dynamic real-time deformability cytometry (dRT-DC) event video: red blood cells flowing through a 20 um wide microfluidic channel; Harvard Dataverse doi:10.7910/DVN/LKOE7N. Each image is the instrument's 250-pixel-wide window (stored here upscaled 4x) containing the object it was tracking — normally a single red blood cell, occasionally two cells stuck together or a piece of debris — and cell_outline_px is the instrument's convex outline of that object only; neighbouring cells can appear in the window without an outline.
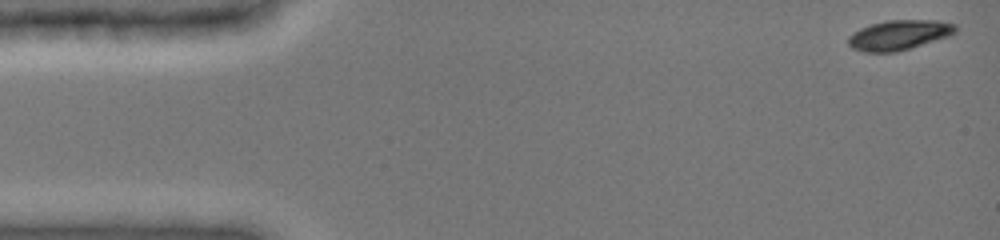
{"species": "common noctule bat (a hibernating species)", "species_latin": "Nyctalus noctula", "temperature_condition": "cold", "stored_images_in_passage": 47, "camera_frame_rate_fps": 3000, "um_per_image_px": 0.085, "animal": {"sex": "female", "body_mass_g": 19.0, "forearm_length_mm": 51.5}, "frame": {"image": 1, "passage_image": 1, "time_ms": 0.0, "image_size_px": [1000, 240], "cell_outline_px": [[956, 32], [948, 36], [896, 52], [864, 52], [852, 48], [848, 44], [848, 36], [860, 28], [872, 24], [888, 20], [936, 20], [956, 24]], "centroid_in_image_um": [76.4, 2.97], "position_along_channel_um": 8.6, "area_um2": 18.5}}
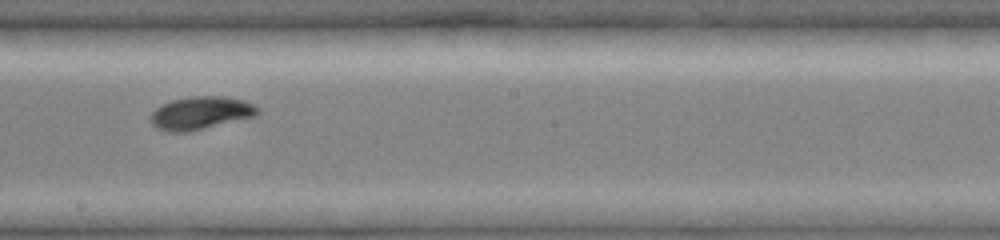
{"frame": {"image": 2, "passage_image": 27, "time_ms": 8.667, "image_size_px": [1000, 240], "cell_outline_px": [[260, 112], [256, 116], [188, 132], [168, 132], [156, 128], [152, 124], [148, 116], [160, 104], [172, 100], [192, 96], [224, 96], [244, 100], [260, 108]], "centroid_in_image_um": [17.04, 9.6], "position_along_channel_um": 231.2, "area_um2": 20.75}}
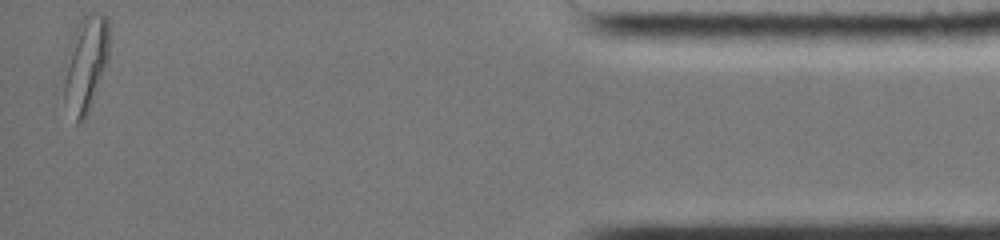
{"frame": {"image": 3, "passage_image": 47, "time_ms": 15.333, "image_size_px": [1000, 240], "cell_outline_px": [[108, 60], [88, 116], [80, 124], [76, 124], [64, 104], [64, 80], [68, 48], [76, 28], [84, 16], [88, 12], [100, 12], [108, 16]], "centroid_in_image_um": [7.29, 5.49], "position_along_channel_um": 427.9, "area_um2": 25.55}, "authors_computed_cell_mechanics": {"area_um2": 20.0566, "velocity_mm_per_s": 3.927, "shape_relaxation_time_tau1_ms": 2.2343, "shape_relaxation_time_tau2_ms": 9.4532, "deformation_change_tau1": 0.1235, "deformation_change_tau2": 0.0901}}